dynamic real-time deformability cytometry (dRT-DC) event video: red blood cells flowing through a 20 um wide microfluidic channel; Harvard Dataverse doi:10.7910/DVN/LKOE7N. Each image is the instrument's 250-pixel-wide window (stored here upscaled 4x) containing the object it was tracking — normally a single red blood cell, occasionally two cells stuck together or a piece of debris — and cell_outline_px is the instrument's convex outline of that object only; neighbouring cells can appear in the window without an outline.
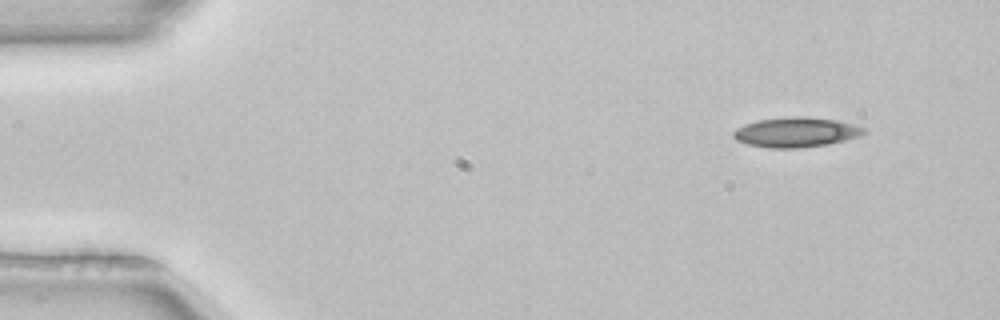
{"species": "common noctule bat (a hibernating species)", "species_latin": "Nyctalus noctula", "temperature_condition": "room temperature", "stored_images_in_passage": 3, "camera_frame_rate_fps": 3000, "um_per_image_px": 0.085, "animal": {"sex": "female", "body_mass_g": 22.7, "forearm_length_mm": 54.2}, "frame": {"image": 1, "passage_image": 1, "time_ms": 0.0, "image_size_px": [1000, 320], "cell_outline_px": [[868, 132], [860, 136], [828, 144], [800, 148], [768, 148], [748, 144], [736, 140], [732, 136], [732, 132], [736, 128], [744, 124], [760, 120], [800, 116], [804, 116], [836, 120], [852, 124], [864, 128]], "centroid_in_image_um": [67.65, 11.25], "position_along_channel_um": 17.3, "area_um2": 22.6}}
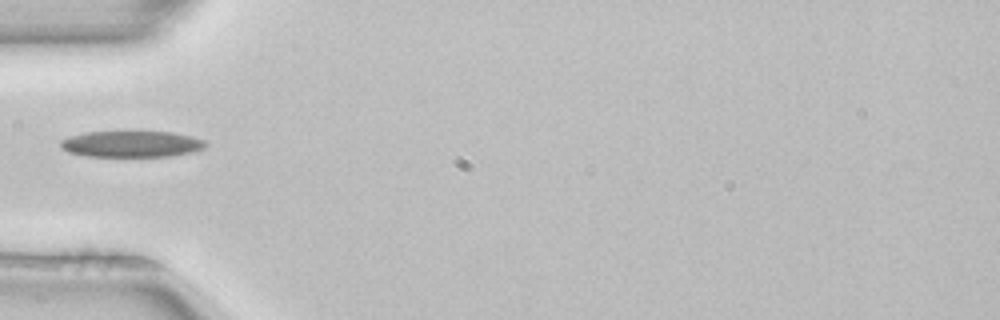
{"frame": {"image": 2, "passage_image": 3, "time_ms": 0.667, "image_size_px": [1000, 320], "cell_outline_px": [[208, 144], [204, 148], [192, 152], [172, 156], [88, 156], [68, 152], [60, 144], [60, 140], [84, 132], [172, 132], [192, 136], [204, 140]], "centroid_in_image_um": [11.22, 12.24], "position_along_channel_um": 73.8, "area_um2": 22.02}}